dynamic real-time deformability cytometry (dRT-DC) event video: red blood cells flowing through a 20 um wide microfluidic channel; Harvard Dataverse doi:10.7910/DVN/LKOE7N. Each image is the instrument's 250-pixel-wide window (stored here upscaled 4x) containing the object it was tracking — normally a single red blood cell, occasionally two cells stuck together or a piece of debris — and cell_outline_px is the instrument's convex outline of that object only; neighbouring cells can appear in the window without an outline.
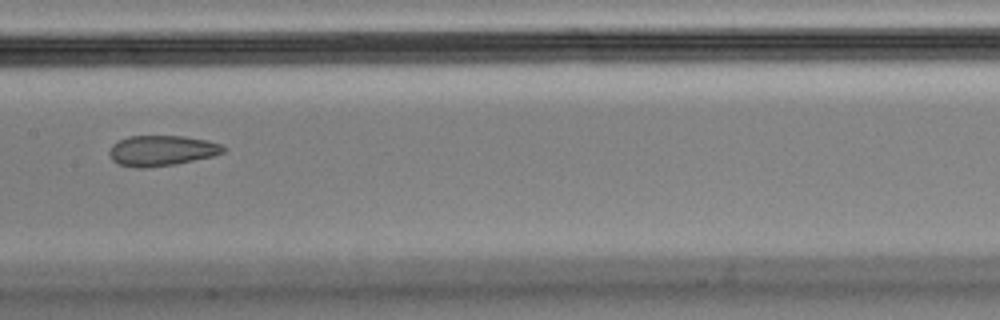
{"species": "Egyptian fruit bat (a non-hibernating species)", "species_latin": "Rousettus aegyptiacus", "temperature_condition": "cold", "stored_images_in_passage": 14, "camera_frame_rate_fps": 3000, "um_per_image_px": 0.085, "animal": {"sex": "male"}, "frame": {"image": 1, "passage_image": 7, "time_ms": 2.0, "image_size_px": [1000, 320], "cell_outline_px": [[228, 148], [224, 152], [212, 156], [176, 164], [144, 168], [136, 168], [120, 164], [112, 160], [108, 152], [112, 144], [128, 136], [184, 136], [208, 140], [220, 144]], "centroid_in_image_um": [13.75, 12.8], "position_along_channel_um": 193.6, "area_um2": 20.29}}